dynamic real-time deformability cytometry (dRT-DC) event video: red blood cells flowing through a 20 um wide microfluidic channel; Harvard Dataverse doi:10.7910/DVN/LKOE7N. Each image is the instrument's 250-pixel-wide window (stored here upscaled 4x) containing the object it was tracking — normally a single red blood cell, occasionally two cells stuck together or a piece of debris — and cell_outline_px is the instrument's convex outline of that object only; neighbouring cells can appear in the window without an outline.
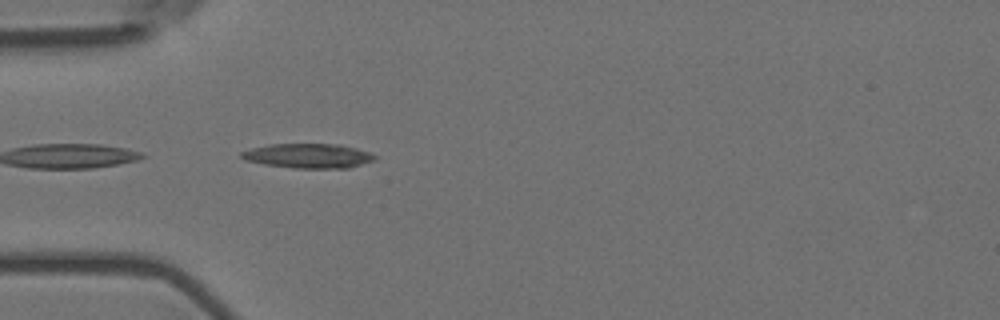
{"species": "Egyptian fruit bat (a non-hibernating species)", "species_latin": "Rousettus aegyptiacus", "temperature_condition": "room temperature", "stored_images_in_passage": 4, "camera_frame_rate_fps": 3000, "um_per_image_px": 0.085, "animal": {"sex": "female"}, "frame": {"image": 1, "passage_image": 4, "time_ms": 1.0, "image_size_px": [1000, 320], "cell_outline_px": [[376, 160], [348, 168], [292, 168], [264, 164], [244, 160], [240, 156], [240, 152], [252, 148], [272, 144], [340, 144], [356, 148], [368, 152], [376, 156]], "centroid_in_image_um": [26.2, 13.25], "position_along_channel_um": 58.8, "area_um2": 19.07}}